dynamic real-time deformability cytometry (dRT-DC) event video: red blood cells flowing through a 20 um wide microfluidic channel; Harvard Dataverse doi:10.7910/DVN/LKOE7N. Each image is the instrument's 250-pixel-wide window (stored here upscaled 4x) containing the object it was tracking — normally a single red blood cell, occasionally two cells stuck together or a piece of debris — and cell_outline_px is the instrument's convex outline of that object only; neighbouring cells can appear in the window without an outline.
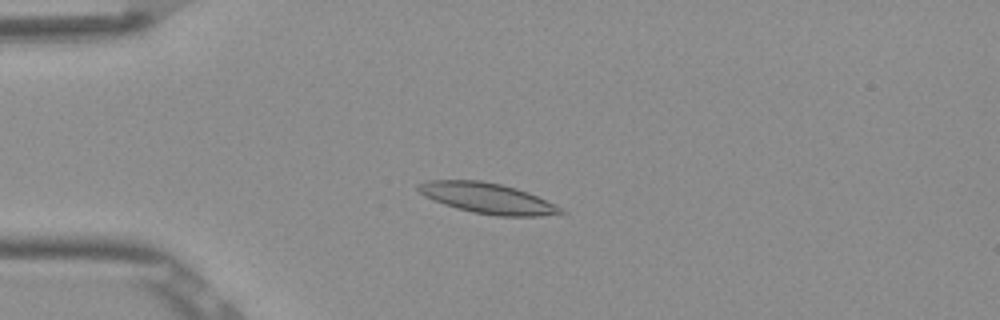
{"species": "Egyptian fruit bat (a non-hibernating species)", "species_latin": "Rousettus aegyptiacus", "temperature_condition": "room temperature", "stored_images_in_passage": 45, "camera_frame_rate_fps": 3000, "um_per_image_px": 0.085, "frame": {"image": 1, "passage_image": 13, "time_ms": 4.0, "image_size_px": [1000, 320], "cell_outline_px": [[568, 212], [540, 216], [496, 216], [472, 212], [456, 208], [444, 204], [424, 196], [416, 188], [416, 184], [428, 180], [480, 180], [500, 184], [516, 188], [528, 192]], "centroid_in_image_um": [41.38, 16.84], "position_along_channel_um": 43.6, "area_um2": 25.14}}
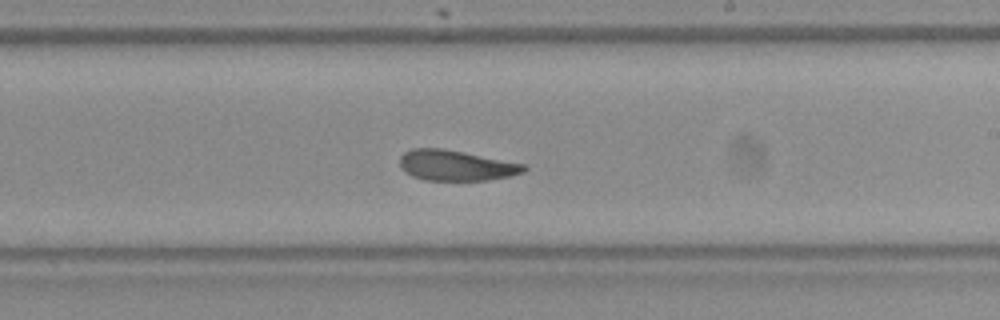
{"frame": {"image": 2, "passage_image": 31, "time_ms": 10.0, "image_size_px": [1000, 320], "cell_outline_px": [[528, 168], [524, 172], [508, 176], [488, 180], [424, 180], [412, 176], [404, 172], [400, 168], [400, 156], [404, 152], [412, 148], [444, 148], [524, 164]], "centroid_in_image_um": [38.71, 14.06], "position_along_channel_um": 250.3, "area_um2": 22.08}}
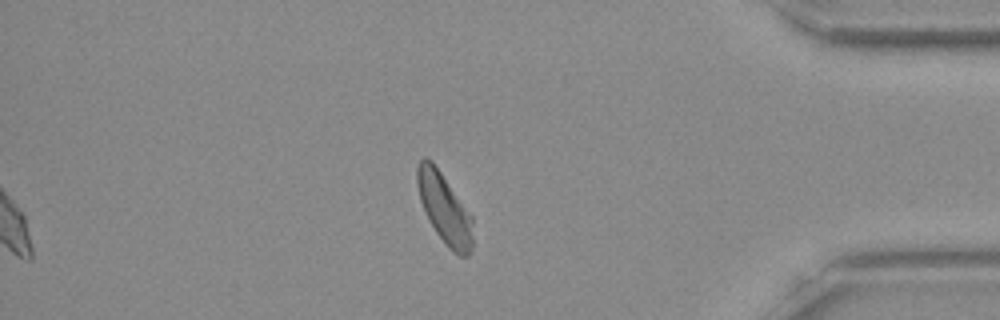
{"frame": {"image": 3, "passage_image": 45, "time_ms": 14.667, "image_size_px": [1000, 320], "cell_outline_px": [[472, 244], [468, 256], [460, 256], [452, 252], [444, 244], [428, 220], [420, 200], [416, 180], [416, 168], [420, 160], [424, 156], [428, 156], [432, 160], [472, 216]], "centroid_in_image_um": [37.75, 17.71], "position_along_channel_um": 397.5, "area_um2": 22.77}, "authors_computed_cell_mechanics": {"area_um2": 23.5246, "velocity_mm_per_s": 3.8439, "shape_relaxation_time_tau1_ms": 7.6915, "shape_relaxation_time_tau2_ms": 2.7644, "deformation_change_tau1": 0.1813, "deformation_change_tau2": 0.0876}}